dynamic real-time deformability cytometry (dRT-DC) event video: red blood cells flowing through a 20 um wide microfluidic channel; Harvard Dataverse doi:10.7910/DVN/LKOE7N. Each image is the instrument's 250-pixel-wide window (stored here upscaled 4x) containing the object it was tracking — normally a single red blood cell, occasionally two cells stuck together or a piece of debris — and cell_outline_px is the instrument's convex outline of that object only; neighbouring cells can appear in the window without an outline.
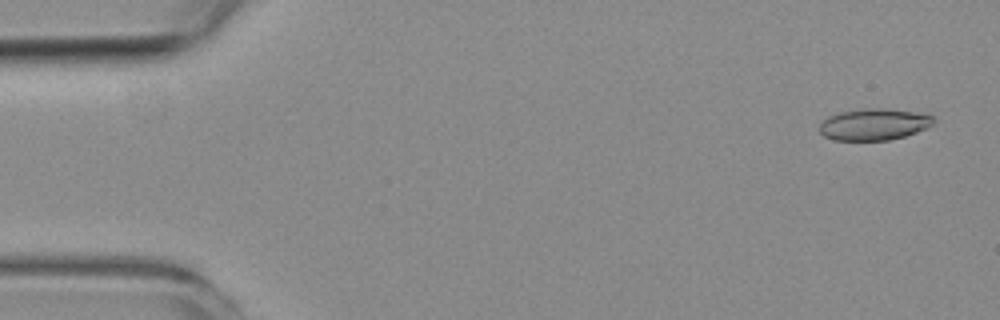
{"species": "common noctule bat (a hibernating species)", "species_latin": "Nyctalus noctula", "temperature_condition": "room temperature", "stored_images_in_passage": 3, "camera_frame_rate_fps": 3000, "um_per_image_px": 0.085, "animal": {"sex": "female", "body_mass_g": 19.3, "forearm_length_mm": 54.1}, "frame": {"image": 1, "passage_image": 3, "time_ms": 3.333, "image_size_px": [1000, 320], "cell_outline_px": [[932, 124], [928, 128], [904, 136], [888, 140], [832, 140], [824, 136], [820, 132], [820, 124], [828, 116], [840, 112], [860, 108], [888, 108], [928, 112], [932, 116]], "centroid_in_image_um": [74.32, 10.55], "position_along_channel_um": 10.7, "area_um2": 21.33}}